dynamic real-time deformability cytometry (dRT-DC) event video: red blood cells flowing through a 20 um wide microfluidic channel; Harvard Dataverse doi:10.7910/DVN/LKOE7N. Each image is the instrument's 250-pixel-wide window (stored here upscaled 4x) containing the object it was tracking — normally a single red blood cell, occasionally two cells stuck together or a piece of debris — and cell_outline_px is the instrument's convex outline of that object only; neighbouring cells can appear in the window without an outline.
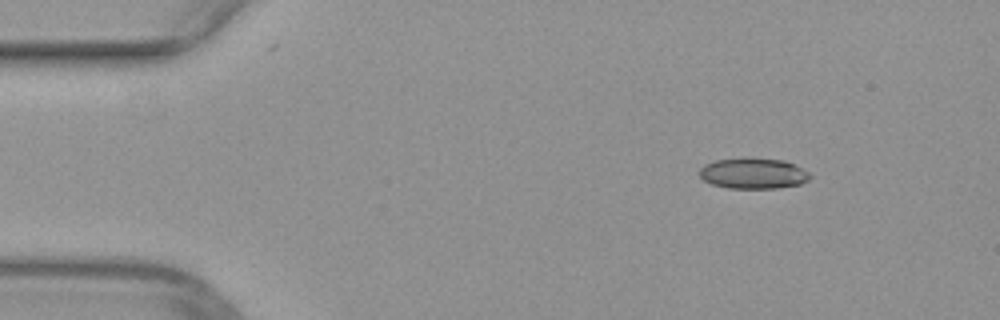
{"species": "common noctule bat (a hibernating species)", "species_latin": "Nyctalus noctula", "temperature_condition": "warm", "stored_images_in_passage": 39, "camera_frame_rate_fps": 3000, "um_per_image_px": 0.085, "animal": {"sex": "female", "body_mass_g": 29.2, "forearm_length_mm": 56.3}, "frame": {"image": 1, "passage_image": 1, "time_ms": 0.0, "image_size_px": [1000, 320], "cell_outline_px": [[812, 176], [808, 180], [800, 184], [776, 188], [728, 188], [712, 184], [704, 180], [700, 176], [700, 168], [704, 164], [716, 160], [744, 156], [748, 156], [784, 160], [808, 172]], "centroid_in_image_um": [64.0, 14.71], "position_along_channel_um": 21.0, "area_um2": 20.06}}
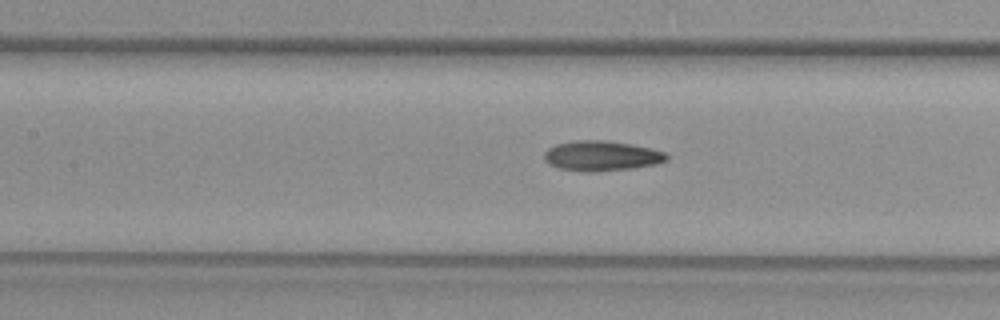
{"frame": {"image": 2, "passage_image": 17, "time_ms": 5.333, "image_size_px": [1000, 320], "cell_outline_px": [[668, 160], [656, 164], [632, 168], [596, 172], [584, 172], [560, 168], [544, 160], [544, 152], [548, 148], [556, 144], [576, 140], [604, 140], [632, 144], [664, 152], [668, 156]], "centroid_in_image_um": [51.12, 13.25], "position_along_channel_um": 156.3, "area_um2": 21.39}}
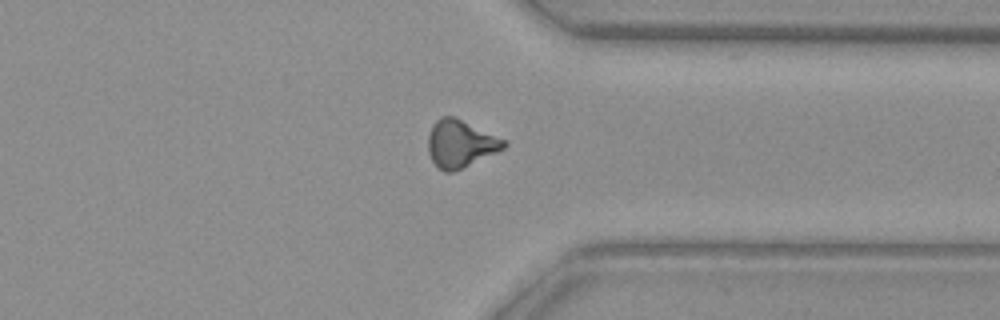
{"frame": {"image": 3, "passage_image": 33, "time_ms": 10.667, "image_size_px": [1000, 320], "cell_outline_px": [[508, 144], [504, 148], [496, 152], [452, 172], [444, 172], [436, 168], [428, 152], [428, 132], [432, 124], [440, 116], [456, 116], [508, 140]], "centroid_in_image_um": [39.12, 12.18], "position_along_channel_um": 372.3, "area_um2": 21.27}}